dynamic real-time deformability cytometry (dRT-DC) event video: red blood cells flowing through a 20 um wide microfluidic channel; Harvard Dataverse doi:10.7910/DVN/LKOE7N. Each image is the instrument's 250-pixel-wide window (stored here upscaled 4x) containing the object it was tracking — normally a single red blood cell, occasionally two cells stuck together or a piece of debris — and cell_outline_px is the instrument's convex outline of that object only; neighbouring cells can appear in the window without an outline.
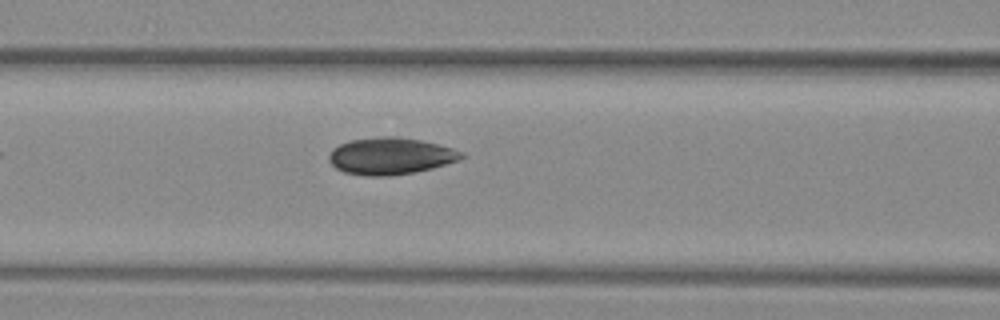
{"species": "common noctule bat (a hibernating species)", "species_latin": "Nyctalus noctula", "temperature_condition": "warm", "stored_images_in_passage": 6, "camera_frame_rate_fps": 3000, "um_per_image_px": 0.085, "animal": {"sex": "female", "body_mass_g": 29.2, "forearm_length_mm": 56.3}, "frame": {"image": 1, "passage_image": 6, "time_ms": 1.667, "image_size_px": [1000, 320], "cell_outline_px": [[468, 156], [460, 160], [432, 168], [416, 172], [388, 176], [368, 176], [344, 172], [336, 168], [328, 160], [328, 156], [332, 148], [340, 144], [352, 140], [380, 136], [396, 136], [420, 140], [452, 148], [464, 152]], "centroid_in_image_um": [33.21, 13.26], "position_along_channel_um": 133.4, "area_um2": 28.61}}